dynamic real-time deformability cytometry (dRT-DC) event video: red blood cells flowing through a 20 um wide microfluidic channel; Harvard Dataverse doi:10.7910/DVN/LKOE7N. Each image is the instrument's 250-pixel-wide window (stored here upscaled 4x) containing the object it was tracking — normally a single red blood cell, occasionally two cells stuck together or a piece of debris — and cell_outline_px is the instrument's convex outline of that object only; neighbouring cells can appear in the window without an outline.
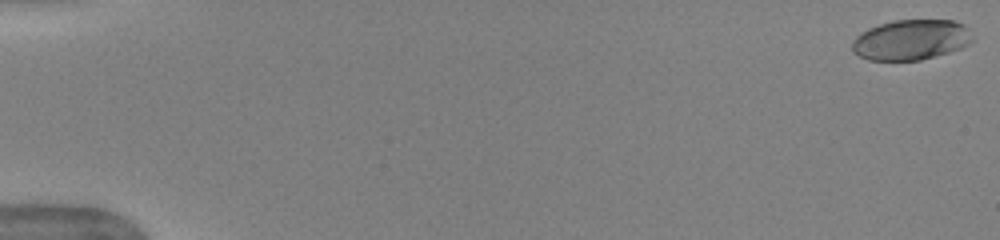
{"species": "human", "species_latin": "Homo sapiens", "temperature_condition": "warm", "stored_images_in_passage": 52, "camera_frame_rate_fps": 3000, "um_per_image_px": 0.085, "donor": {"sex": "female"}, "frame": {"image": 1, "passage_image": 1, "time_ms": 0.0, "image_size_px": [1000, 240], "cell_outline_px": [[972, 40], [968, 44], [960, 48], [948, 52], [920, 60], [868, 60], [852, 52], [852, 40], [860, 32], [868, 28], [892, 20], [952, 20], [964, 24]], "centroid_in_image_um": [77.37, 3.38], "position_along_channel_um": 7.6, "area_um2": 28.15}}
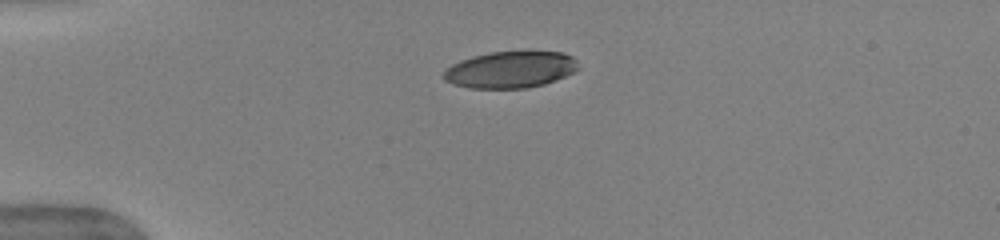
{"frame": {"image": 2, "passage_image": 14, "time_ms": 4.333, "image_size_px": [1000, 240], "cell_outline_px": [[580, 68], [556, 80], [544, 84], [524, 88], [468, 88], [452, 84], [444, 80], [444, 72], [452, 64], [460, 60], [472, 56], [488, 52], [564, 52], [572, 56], [576, 60]], "centroid_in_image_um": [43.38, 5.92], "position_along_channel_um": 41.6, "area_um2": 28.67}}
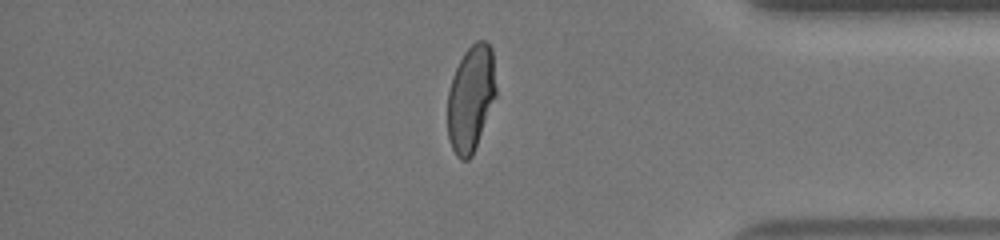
{"frame": {"image": 3, "passage_image": 45, "time_ms": 14.667, "image_size_px": [1000, 240], "cell_outline_px": [[496, 96], [472, 156], [468, 160], [460, 160], [456, 156], [452, 148], [448, 136], [448, 92], [452, 76], [464, 52], [476, 40], [484, 40], [492, 48], [496, 88]], "centroid_in_image_um": [40.02, 8.36], "position_along_channel_um": 395.2, "area_um2": 29.94}, "authors_computed_cell_mechanics": {"area_um2": 31.1831, "velocity_mm_per_s": 3.9442, "shape_relaxation_time_tau1_ms": 3.136, "shape_relaxation_time_tau2_ms": 0.9133, "deformation_change_tau1": 0.2014, "deformation_change_tau2": 0.0537}}